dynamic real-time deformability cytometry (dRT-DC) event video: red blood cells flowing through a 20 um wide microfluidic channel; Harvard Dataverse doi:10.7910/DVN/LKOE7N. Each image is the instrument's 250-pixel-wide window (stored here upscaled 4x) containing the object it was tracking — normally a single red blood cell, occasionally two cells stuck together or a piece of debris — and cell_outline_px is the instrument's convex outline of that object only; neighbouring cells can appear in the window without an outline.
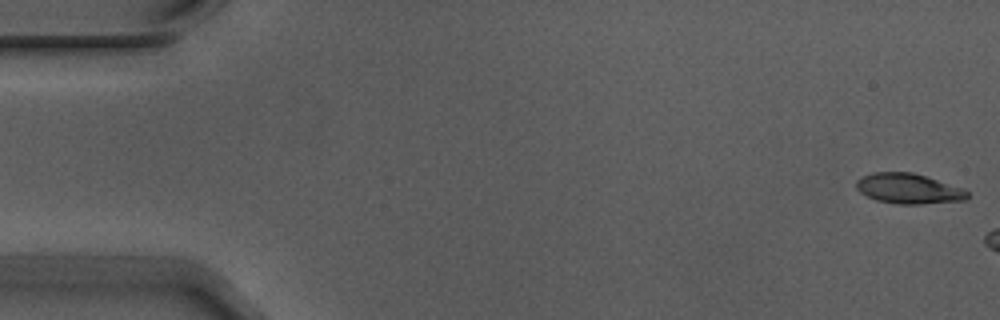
{"species": "Egyptian fruit bat (a non-hibernating species)", "species_latin": "Rousettus aegyptiacus", "temperature_condition": "warm", "stored_images_in_passage": 7, "camera_frame_rate_fps": 3000, "um_per_image_px": 0.085, "animal": {"sex": "male"}, "frame": {"image": 1, "passage_image": 1, "time_ms": 0.0, "image_size_px": [1000, 320], "cell_outline_px": [[968, 196], [964, 200], [920, 204], [900, 204], [876, 200], [860, 192], [856, 188], [856, 180], [872, 172], [912, 172], [960, 188], [968, 192]], "centroid_in_image_um": [77.17, 16.03], "position_along_channel_um": 7.8, "area_um2": 19.13}}